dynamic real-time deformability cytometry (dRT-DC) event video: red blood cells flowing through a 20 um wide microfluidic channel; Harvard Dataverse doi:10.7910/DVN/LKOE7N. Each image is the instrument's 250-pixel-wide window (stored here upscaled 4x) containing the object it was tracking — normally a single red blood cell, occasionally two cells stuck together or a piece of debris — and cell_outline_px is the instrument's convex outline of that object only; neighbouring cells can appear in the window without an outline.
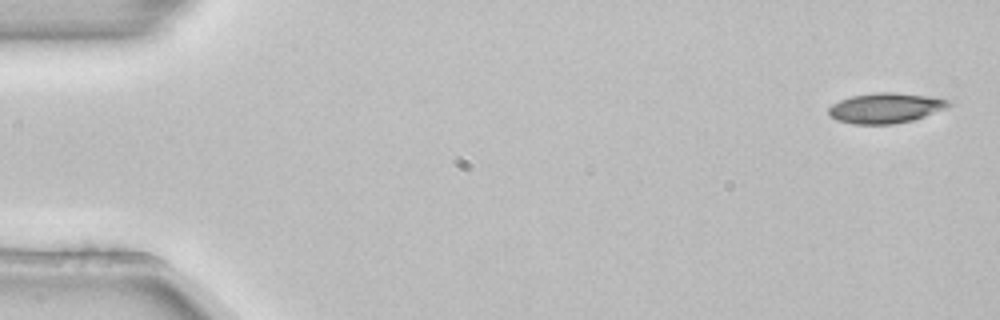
{"species": "common noctule bat (a hibernating species)", "species_latin": "Nyctalus noctula", "temperature_condition": "room temperature", "stored_images_in_passage": 4, "camera_frame_rate_fps": 3000, "um_per_image_px": 0.085, "animal": {"sex": "female", "body_mass_g": 22.7, "forearm_length_mm": 54.2}, "frame": {"image": 1, "passage_image": 1, "time_ms": 0.0, "image_size_px": [1000, 320], "cell_outline_px": [[952, 104], [944, 108], [924, 116], [912, 120], [892, 124], [852, 124], [836, 120], [828, 112], [828, 108], [832, 104], [840, 100], [852, 96], [876, 92], [892, 92], [928, 96], [948, 100]], "centroid_in_image_um": [75.23, 9.18], "position_along_channel_um": 9.8, "area_um2": 20.87}}
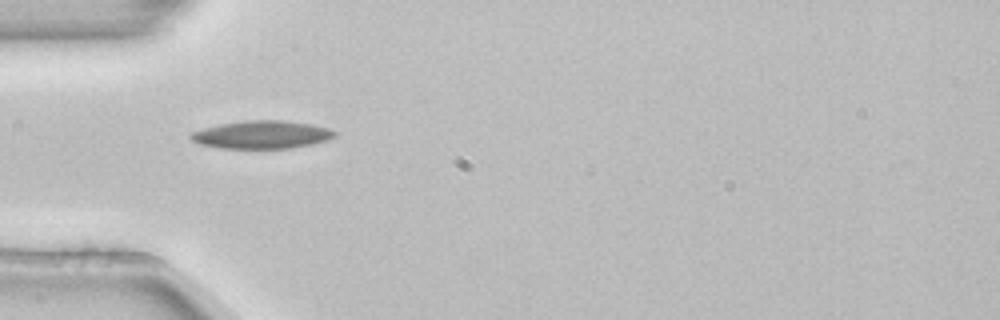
{"frame": {"image": 2, "passage_image": 4, "time_ms": 1.0, "image_size_px": [1000, 320], "cell_outline_px": [[336, 136], [328, 140], [312, 144], [288, 148], [220, 148], [200, 144], [192, 140], [188, 136], [192, 132], [204, 128], [220, 124], [244, 120], [284, 120], [312, 124], [328, 128], [336, 132]], "centroid_in_image_um": [22.26, 11.44], "position_along_channel_um": 62.7, "area_um2": 23.41}}